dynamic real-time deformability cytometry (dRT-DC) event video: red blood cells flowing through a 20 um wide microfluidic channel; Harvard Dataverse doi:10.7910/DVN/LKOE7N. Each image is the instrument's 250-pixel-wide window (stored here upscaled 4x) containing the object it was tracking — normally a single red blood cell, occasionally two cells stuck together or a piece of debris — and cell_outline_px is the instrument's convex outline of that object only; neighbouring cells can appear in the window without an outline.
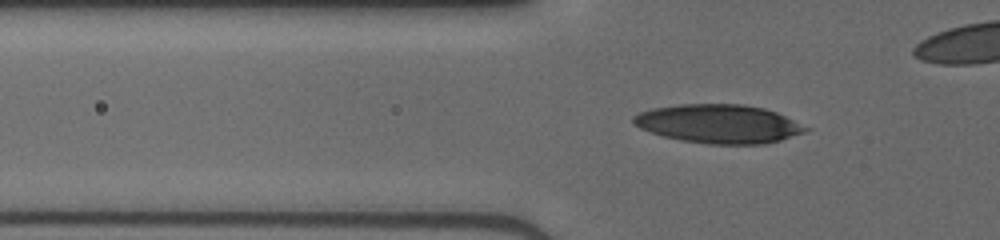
{"species": "human", "species_latin": "Homo sapiens", "temperature_condition": "cold", "stored_images_in_passage": 30, "camera_frame_rate_fps": 3000, "um_per_image_px": 0.085, "donor": {"sex": "male"}, "frame": {"image": 1, "passage_image": 3, "time_ms": 0.667, "image_size_px": [1000, 240], "cell_outline_px": [[812, 128], [804, 132], [780, 140], [764, 144], [708, 144], [680, 140], [664, 136], [640, 128], [632, 124], [632, 116], [640, 112], [652, 108], [680, 104], [744, 104], [764, 108], [776, 112]], "centroid_in_image_um": [61.09, 10.52], "position_along_channel_um": 64.7, "area_um2": 38.9}}
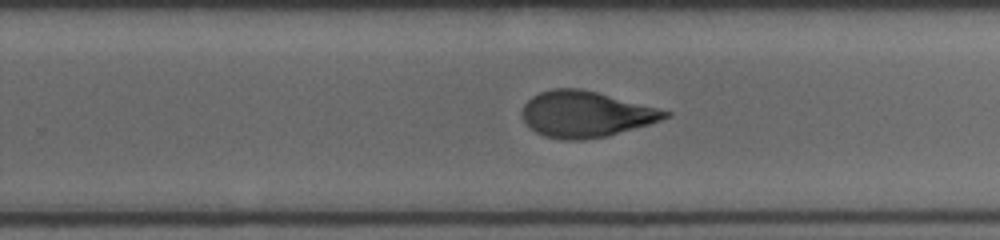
{"frame": {"image": 2, "passage_image": 19, "time_ms": 6.0, "image_size_px": [1000, 240], "cell_outline_px": [[672, 116], [648, 124], [608, 136], [580, 140], [560, 140], [544, 136], [536, 132], [524, 120], [520, 112], [524, 104], [532, 96], [540, 92], [552, 88], [580, 88], [596, 92], [672, 112]], "centroid_in_image_um": [49.75, 9.71], "position_along_channel_um": 280.0, "area_um2": 38.15}}
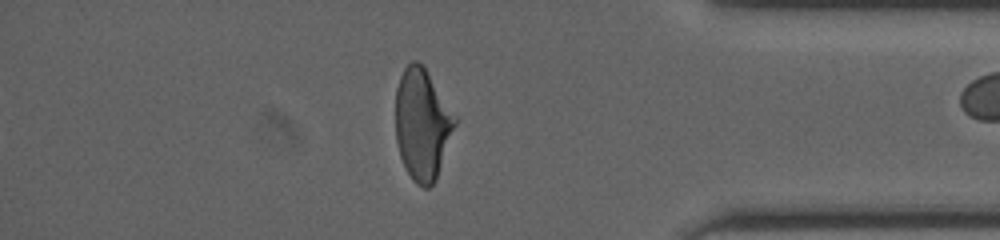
{"frame": {"image": 3, "passage_image": 29, "time_ms": 9.333, "image_size_px": [1000, 240], "cell_outline_px": [[456, 124], [436, 180], [428, 188], [424, 188], [416, 184], [412, 180], [400, 156], [396, 140], [396, 88], [400, 76], [404, 68], [412, 60], [416, 60], [424, 64], [456, 116]], "centroid_in_image_um": [35.89, 10.53], "position_along_channel_um": 399.3, "area_um2": 38.61}}